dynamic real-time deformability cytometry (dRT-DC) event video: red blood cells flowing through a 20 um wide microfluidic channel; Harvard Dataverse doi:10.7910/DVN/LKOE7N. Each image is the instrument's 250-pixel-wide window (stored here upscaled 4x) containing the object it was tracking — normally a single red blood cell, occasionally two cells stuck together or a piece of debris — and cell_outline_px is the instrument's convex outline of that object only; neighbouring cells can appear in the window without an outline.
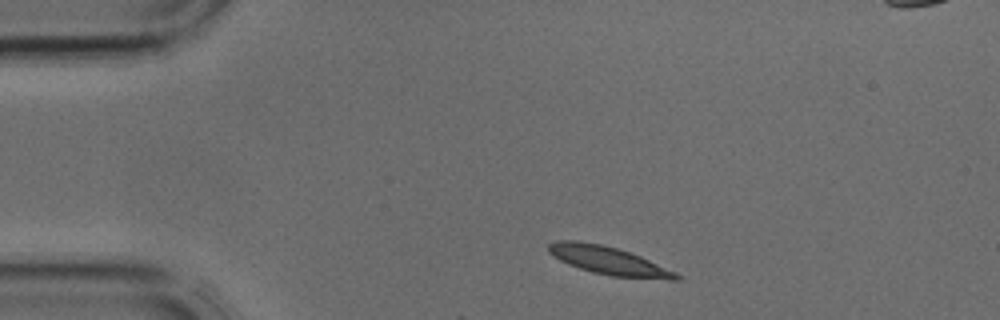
{"species": "common noctule bat (a hibernating species)", "species_latin": "Nyctalus noctula", "temperature_condition": "cold", "stored_images_in_passage": 2, "segment_of_instrument_passage": [1, 2], "camera_frame_rate_fps": 3000, "um_per_image_px": 0.085, "animal": {"sex": "male", "body_mass_g": 17.9, "forearm_length_mm": 54.2}, "frame": {"image": 1, "passage_image": 1, "time_ms": 0.0, "image_size_px": [1000, 320], "cell_outline_px": [[680, 280], [668, 280], [612, 276], [592, 272], [568, 264], [552, 256], [548, 252], [548, 244], [556, 240], [576, 240], [600, 244], [616, 248], [640, 256], [676, 272], [680, 276]], "centroid_in_image_um": [51.71, 22.15], "position_along_channel_um": 33.3, "area_um2": 20.87}}